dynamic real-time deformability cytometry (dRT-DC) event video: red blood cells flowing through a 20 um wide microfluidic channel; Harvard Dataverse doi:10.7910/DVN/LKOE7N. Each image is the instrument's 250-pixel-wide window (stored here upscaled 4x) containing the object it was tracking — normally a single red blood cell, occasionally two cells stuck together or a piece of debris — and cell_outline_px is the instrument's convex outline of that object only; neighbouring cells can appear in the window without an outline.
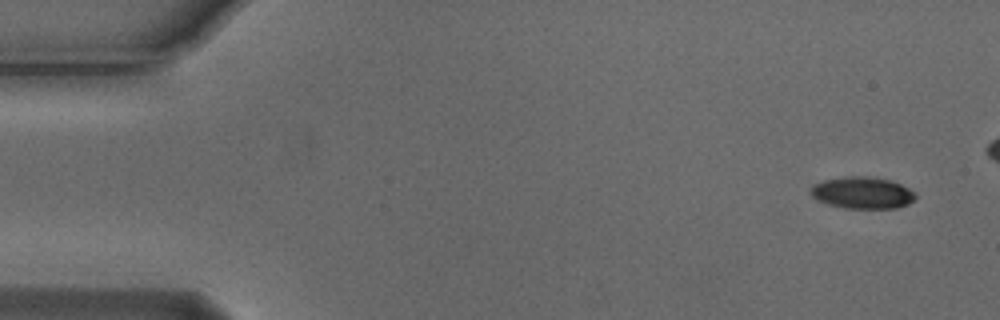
{"species": "Egyptian fruit bat (a non-hibernating species)", "species_latin": "Rousettus aegyptiacus", "temperature_condition": "cold", "stored_images_in_passage": 5, "camera_frame_rate_fps": 3000, "um_per_image_px": 0.085, "animal": {"sex": "male"}, "frame": {"image": 1, "passage_image": 1, "time_ms": 0.0, "image_size_px": [1000, 320], "cell_outline_px": [[916, 196], [908, 204], [896, 208], [844, 208], [828, 204], [816, 200], [812, 196], [812, 184], [824, 180], [844, 176], [868, 176], [888, 180], [900, 184], [916, 192]], "centroid_in_image_um": [73.29, 16.38], "position_along_channel_um": 11.7, "area_um2": 19.36}}